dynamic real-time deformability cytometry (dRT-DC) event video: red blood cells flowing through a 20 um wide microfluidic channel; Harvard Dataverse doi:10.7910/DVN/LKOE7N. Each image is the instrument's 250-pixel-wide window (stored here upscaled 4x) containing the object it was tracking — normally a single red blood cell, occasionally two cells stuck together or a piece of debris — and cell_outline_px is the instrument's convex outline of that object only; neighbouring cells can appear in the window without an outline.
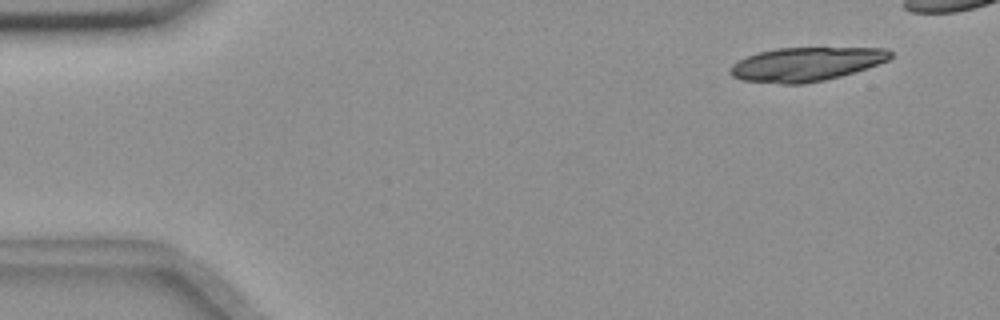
{"species": "common noctule bat (a hibernating species)", "species_latin": "Nyctalus noctula", "temperature_condition": "room temperature", "stored_images_in_passage": 6, "camera_frame_rate_fps": 3000, "um_per_image_px": 0.085, "animal": {"sex": "female", "body_mass_g": 18.4}, "frame": {"image": 1, "passage_image": 1, "time_ms": 0.0, "image_size_px": [1000, 320], "cell_outline_px": [[892, 56], [888, 60], [840, 76], [824, 80], [804, 84], [784, 84], [740, 80], [732, 76], [728, 72], [728, 68], [732, 64], [756, 52], [776, 48], [888, 48], [892, 52]], "centroid_in_image_um": [68.45, 5.45], "position_along_channel_um": 16.5, "area_um2": 31.5}}